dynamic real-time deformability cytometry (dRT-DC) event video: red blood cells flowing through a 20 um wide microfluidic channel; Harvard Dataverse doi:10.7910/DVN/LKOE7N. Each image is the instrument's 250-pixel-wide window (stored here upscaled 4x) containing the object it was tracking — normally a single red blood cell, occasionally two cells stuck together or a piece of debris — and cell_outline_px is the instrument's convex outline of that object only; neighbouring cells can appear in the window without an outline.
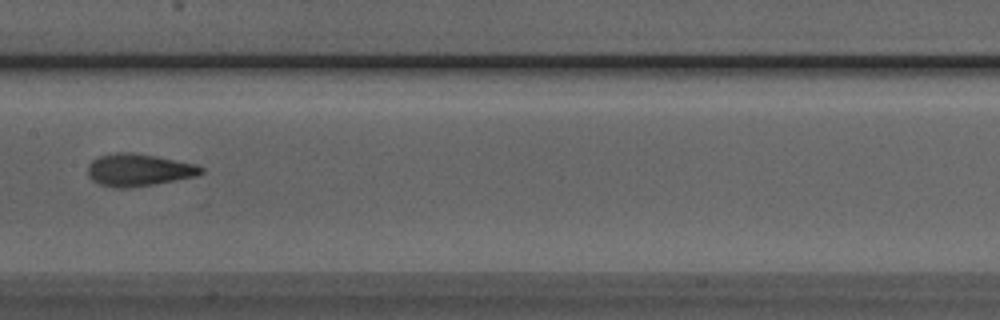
{"species": "Egyptian fruit bat (a non-hibernating species)", "species_latin": "Rousettus aegyptiacus", "temperature_condition": "room temperature", "stored_images_in_passage": 7, "camera_frame_rate_fps": 3000, "um_per_image_px": 0.085, "animal": {"sex": "male"}, "frame": {"image": 1, "passage_image": 7, "time_ms": 2.0, "image_size_px": [1000, 320], "cell_outline_px": [[204, 172], [196, 176], [156, 184], [128, 188], [116, 188], [100, 184], [92, 180], [88, 176], [88, 164], [92, 160], [100, 156], [116, 152], [132, 152], [156, 156], [196, 164], [204, 168]], "centroid_in_image_um": [11.79, 14.45], "position_along_channel_um": 195.6, "area_um2": 21.44}}